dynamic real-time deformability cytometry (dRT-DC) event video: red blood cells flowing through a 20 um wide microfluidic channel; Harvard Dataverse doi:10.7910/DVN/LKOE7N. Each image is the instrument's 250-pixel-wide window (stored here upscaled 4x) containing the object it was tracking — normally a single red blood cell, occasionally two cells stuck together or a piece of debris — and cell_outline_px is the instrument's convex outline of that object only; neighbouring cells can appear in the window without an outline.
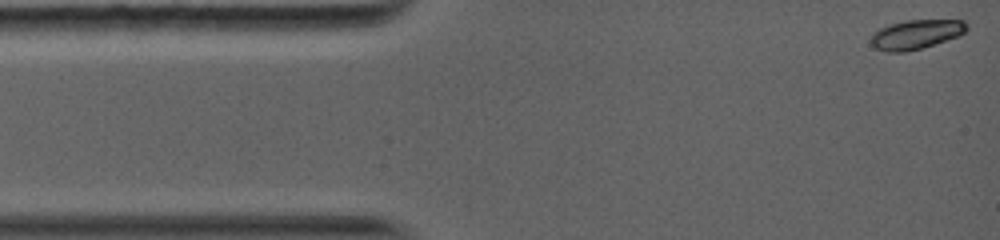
{"species": "common noctule bat (a hibernating species)", "species_latin": "Nyctalus noctula", "temperature_condition": "warm", "stored_images_in_passage": 34, "camera_frame_rate_fps": 5000, "um_per_image_px": 0.085, "animal": {"sex": "female", "body_mass_g": 19.0, "forearm_length_mm": 56.7}, "frame": {"image": 1, "passage_image": 1, "time_ms": 0.0, "image_size_px": [1000, 240], "cell_outline_px": [[968, 28], [960, 36], [920, 48], [904, 52], [884, 52], [876, 48], [872, 44], [872, 32], [888, 24], [904, 20], [964, 20], [968, 24]], "centroid_in_image_um": [77.86, 2.91], "position_along_channel_um": 7.1, "area_um2": 16.42}}
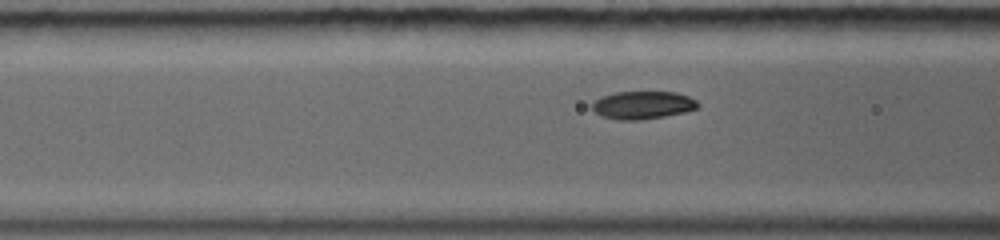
{"frame": {"image": 2, "passage_image": 22, "time_ms": 4.4, "image_size_px": [1000, 240], "cell_outline_px": [[700, 104], [696, 108], [684, 112], [664, 116], [640, 120], [620, 120], [600, 116], [592, 108], [592, 104], [600, 96], [616, 92], [676, 92], [688, 96], [696, 100]], "centroid_in_image_um": [54.62, 8.93], "position_along_channel_um": 112.0, "area_um2": 17.11}}
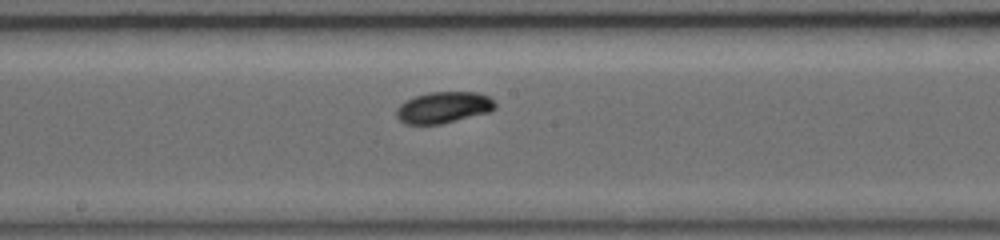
{"frame": {"image": 3, "passage_image": 34, "time_ms": 6.8, "image_size_px": [1000, 240], "cell_outline_px": [[496, 108], [488, 112], [440, 124], [404, 124], [396, 116], [396, 108], [404, 100], [428, 92], [476, 92], [488, 96], [496, 104]], "centroid_in_image_um": [37.66, 9.13], "position_along_channel_um": 210.5, "area_um2": 17.98}}